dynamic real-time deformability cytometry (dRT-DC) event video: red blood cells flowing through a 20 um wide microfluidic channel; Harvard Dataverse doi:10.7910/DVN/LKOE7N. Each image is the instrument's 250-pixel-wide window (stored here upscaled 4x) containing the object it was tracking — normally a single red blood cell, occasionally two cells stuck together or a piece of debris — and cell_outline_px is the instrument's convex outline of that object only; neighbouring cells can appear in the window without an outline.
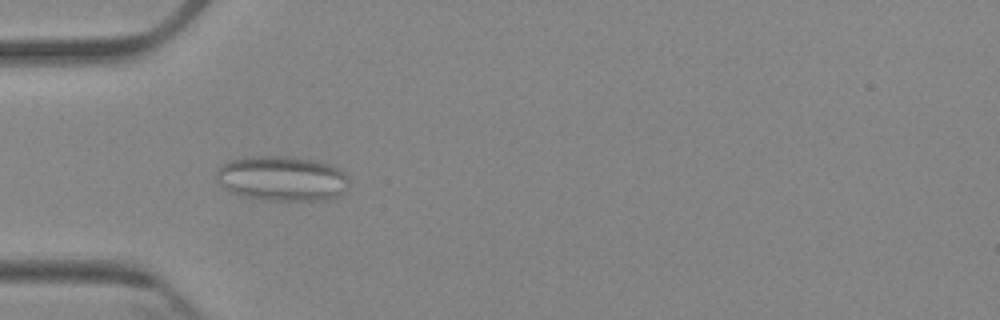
{"species": "Egyptian fruit bat (a non-hibernating species)", "species_latin": "Rousettus aegyptiacus", "temperature_condition": "cold", "stored_images_in_passage": 8, "camera_frame_rate_fps": 3000, "um_per_image_px": 0.085, "animal": {"sex": "female"}, "frame": {"image": 1, "passage_image": 4, "time_ms": 3.667, "image_size_px": [1000, 320], "cell_outline_px": [[348, 192], [340, 196], [328, 200], [268, 200], [240, 196], [228, 192], [220, 184], [216, 176], [216, 172], [228, 160], [244, 156], [288, 156], [316, 160], [332, 164], [340, 168], [344, 172], [348, 180]], "centroid_in_image_um": [24.01, 15.17], "position_along_channel_um": 61.0, "area_um2": 35.49}}
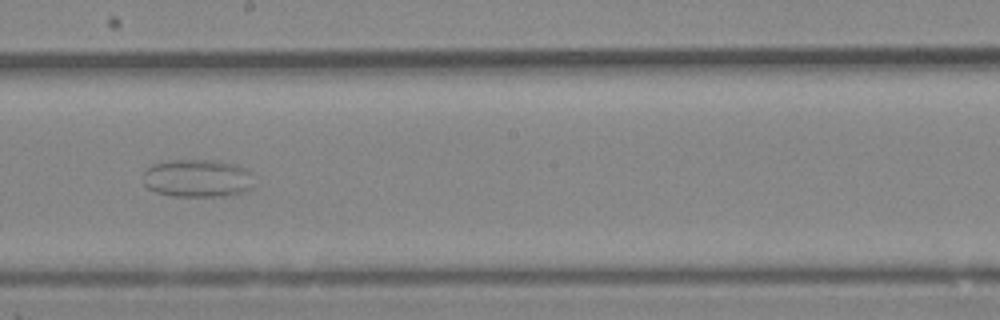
{"frame": {"image": 2, "passage_image": 8, "time_ms": 8.333, "image_size_px": [1000, 320], "cell_outline_px": [[252, 188], [240, 192], [224, 196], [176, 196], [156, 192], [148, 188], [144, 184], [144, 172], [152, 164], [168, 160], [216, 160], [236, 164], [252, 172]], "centroid_in_image_um": [16.79, 15.14], "position_along_channel_um": 231.4, "area_um2": 24.51}}